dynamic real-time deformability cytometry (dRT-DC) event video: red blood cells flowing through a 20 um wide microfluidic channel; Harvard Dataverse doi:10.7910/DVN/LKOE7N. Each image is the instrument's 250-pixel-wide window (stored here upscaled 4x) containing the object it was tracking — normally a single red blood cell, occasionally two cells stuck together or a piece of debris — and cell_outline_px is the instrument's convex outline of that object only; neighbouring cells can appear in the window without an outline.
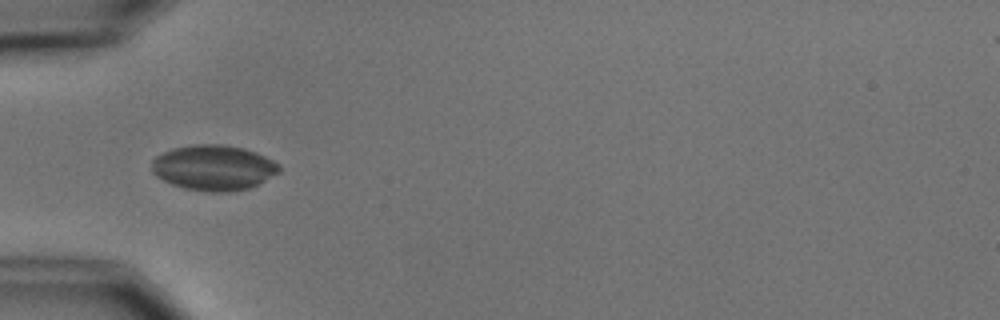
{"species": "common noctule bat (a hibernating species)", "species_latin": "Nyctalus noctula", "temperature_condition": "cold", "stored_images_in_passage": 5, "camera_frame_rate_fps": 3000, "um_per_image_px": 0.085, "animal": {"sex": "male", "body_mass_g": 15.6}, "frame": {"image": 1, "passage_image": 5, "time_ms": 4.667, "image_size_px": [1000, 320], "cell_outline_px": [[280, 172], [248, 188], [228, 192], [208, 192], [184, 188], [172, 184], [156, 176], [152, 172], [152, 160], [156, 156], [172, 148], [196, 144], [220, 144], [244, 148], [256, 152], [280, 164]], "centroid_in_image_um": [18.15, 14.25], "position_along_channel_um": 66.9, "area_um2": 33.58}}